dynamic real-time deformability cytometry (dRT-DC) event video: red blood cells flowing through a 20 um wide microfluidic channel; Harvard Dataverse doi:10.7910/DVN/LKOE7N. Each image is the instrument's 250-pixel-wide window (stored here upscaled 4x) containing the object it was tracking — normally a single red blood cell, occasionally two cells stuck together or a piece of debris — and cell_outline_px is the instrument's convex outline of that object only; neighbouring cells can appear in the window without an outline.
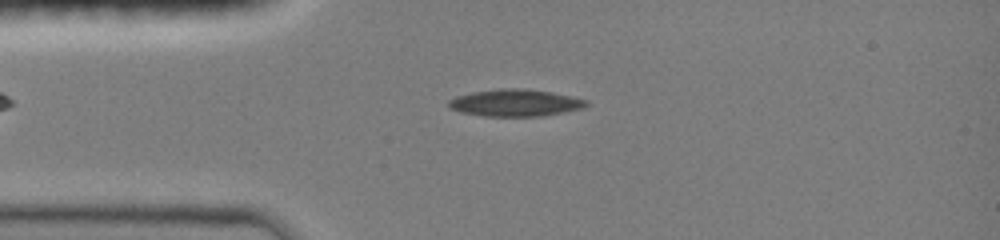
{"species": "common noctule bat (a hibernating species)", "species_latin": "Nyctalus noctula", "temperature_condition": "room temperature", "stored_images_in_passage": 42, "camera_frame_rate_fps": 3000, "um_per_image_px": 0.085, "animal": {"sex": "female", "body_mass_g": 19.0, "forearm_length_mm": 51.5}, "frame": {"image": 1, "passage_image": 12, "time_ms": 3.0, "image_size_px": [1000, 240], "cell_outline_px": [[588, 104], [584, 108], [544, 116], [484, 116], [460, 112], [448, 108], [448, 100], [456, 96], [472, 92], [500, 88], [520, 88], [552, 92], [572, 96], [588, 100]], "centroid_in_image_um": [43.79, 8.74], "position_along_channel_um": 41.2, "area_um2": 21.85}}
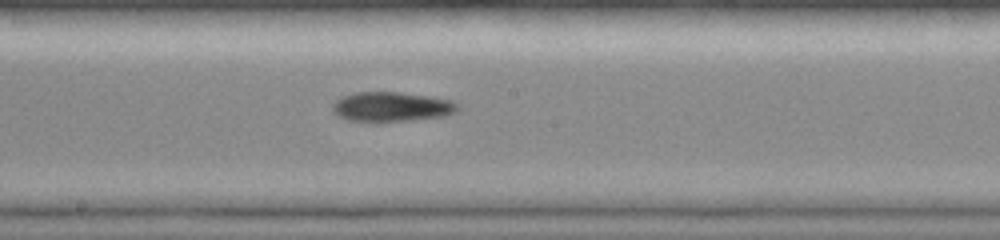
{"frame": {"image": 2, "passage_image": 29, "time_ms": 7.667, "image_size_px": [1000, 240], "cell_outline_px": [[460, 108], [456, 112], [448, 116], [376, 124], [348, 120], [336, 116], [332, 112], [332, 104], [336, 100], [344, 96], [356, 92], [400, 92], [432, 96], [452, 100], [460, 104]], "centroid_in_image_um": [33.3, 9.11], "position_along_channel_um": 214.9, "area_um2": 22.6}}
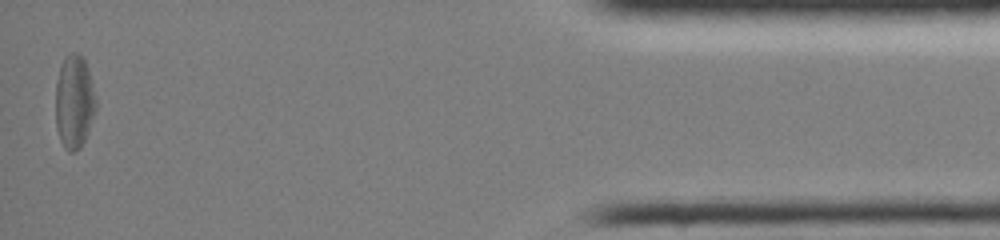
{"frame": {"image": 3, "passage_image": 42, "time_ms": 14.667, "image_size_px": [1000, 240], "cell_outline_px": [[96, 108], [88, 132], [80, 148], [72, 152], [68, 152], [64, 148], [60, 140], [56, 128], [56, 80], [64, 56], [72, 52], [76, 52], [84, 56], [88, 68], [96, 100]], "centroid_in_image_um": [6.3, 8.63], "position_along_channel_um": 428.9, "area_um2": 22.14}}